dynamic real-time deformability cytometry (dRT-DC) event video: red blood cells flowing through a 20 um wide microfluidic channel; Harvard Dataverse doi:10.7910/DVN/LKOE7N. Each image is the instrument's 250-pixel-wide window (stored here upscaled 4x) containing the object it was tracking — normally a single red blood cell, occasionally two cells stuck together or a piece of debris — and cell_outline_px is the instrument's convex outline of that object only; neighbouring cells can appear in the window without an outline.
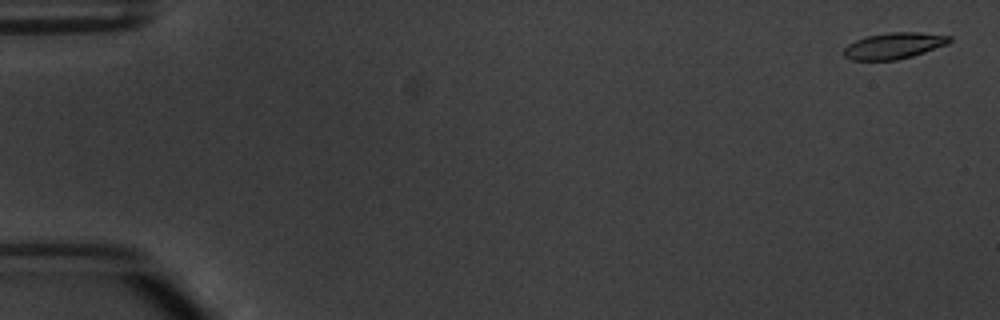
{"species": "common noctule bat (a hibernating species)", "species_latin": "Nyctalus noctula", "temperature_condition": "warm", "stored_images_in_passage": 6, "camera_frame_rate_fps": 3000, "um_per_image_px": 0.085, "animal": {"sex": "male", "body_mass_g": 20.1, "forearm_length_mm": 53.5}, "frame": {"image": 1, "passage_image": 1, "time_ms": 0.0, "image_size_px": [1000, 320], "cell_outline_px": [[952, 40], [948, 44], [912, 56], [896, 60], [852, 60], [844, 56], [844, 48], [848, 44], [864, 36], [888, 32], [916, 32], [952, 36]], "centroid_in_image_um": [75.98, 3.88], "position_along_channel_um": 9.0, "area_um2": 16.18}}
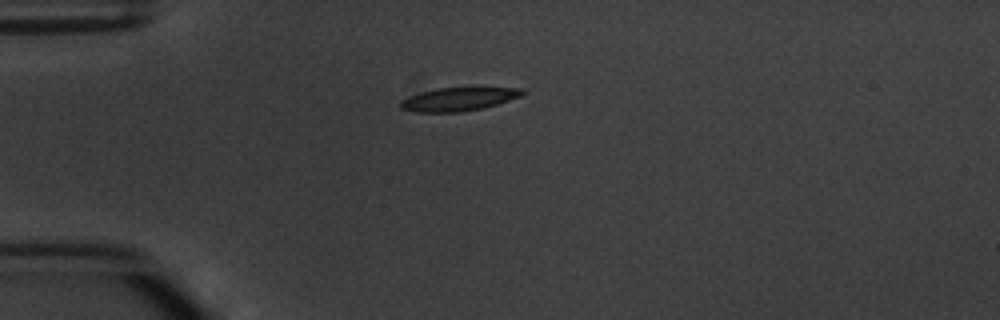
{"frame": {"image": 2, "passage_image": 4, "time_ms": 4.333, "image_size_px": [1000, 320], "cell_outline_px": [[524, 92], [520, 96], [484, 108], [460, 112], [416, 112], [400, 108], [400, 100], [408, 96], [420, 92], [440, 88], [524, 88]], "centroid_in_image_um": [38.92, 8.43], "position_along_channel_um": 46.1, "area_um2": 16.42}}